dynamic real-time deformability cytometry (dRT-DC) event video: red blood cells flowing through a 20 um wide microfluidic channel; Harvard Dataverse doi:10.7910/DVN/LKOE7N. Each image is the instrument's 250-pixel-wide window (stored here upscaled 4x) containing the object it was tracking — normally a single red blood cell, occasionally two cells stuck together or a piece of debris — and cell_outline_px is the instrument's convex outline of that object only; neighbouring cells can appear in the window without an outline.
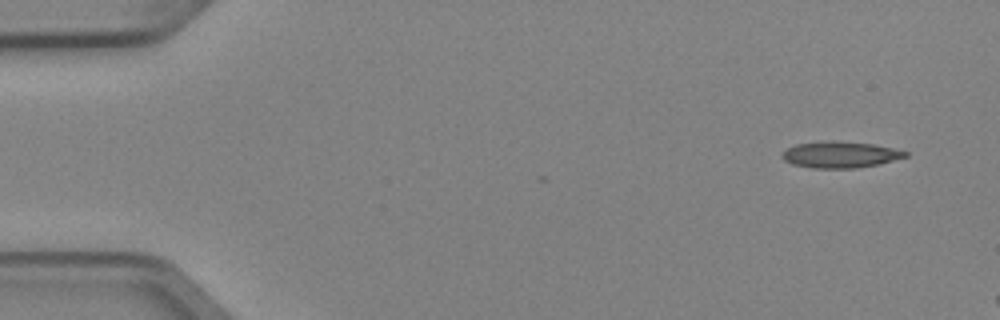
{"species": "Egyptian fruit bat (a non-hibernating species)", "species_latin": "Rousettus aegyptiacus", "temperature_condition": "cold", "stored_images_in_passage": 3, "camera_frame_rate_fps": 3000, "um_per_image_px": 0.085, "animal": {"sex": "female"}, "frame": {"image": 1, "passage_image": 1, "time_ms": 0.0, "image_size_px": [1000, 320], "cell_outline_px": [[908, 156], [876, 164], [856, 168], [812, 168], [792, 164], [784, 160], [780, 156], [788, 148], [796, 144], [872, 144], [892, 148], [908, 152]], "centroid_in_image_um": [71.41, 13.2], "position_along_channel_um": 13.6, "area_um2": 17.57}}